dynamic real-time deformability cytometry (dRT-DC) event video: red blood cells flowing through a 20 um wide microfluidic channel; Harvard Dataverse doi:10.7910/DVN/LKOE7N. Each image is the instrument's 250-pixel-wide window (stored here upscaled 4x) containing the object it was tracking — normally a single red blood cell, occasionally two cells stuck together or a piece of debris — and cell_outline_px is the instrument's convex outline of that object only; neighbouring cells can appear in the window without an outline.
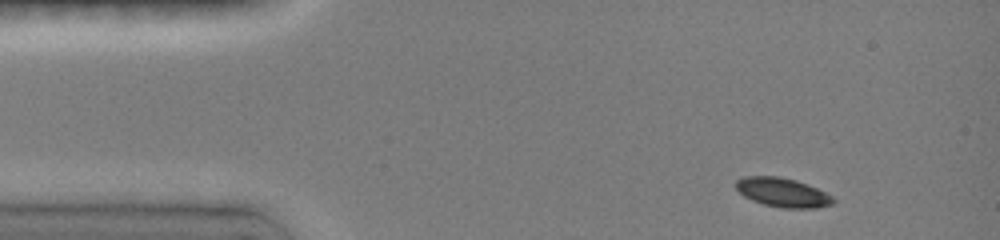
{"species": "common noctule bat (a hibernating species)", "species_latin": "Nyctalus noctula", "temperature_condition": "room temperature", "stored_images_in_passage": 8, "camera_frame_rate_fps": 3000, "um_per_image_px": 0.085, "animal": {"sex": "female", "body_mass_g": 19.0, "forearm_length_mm": 51.5}, "frame": {"image": 1, "passage_image": 1, "time_ms": 0.0, "image_size_px": [1000, 240], "cell_outline_px": [[836, 200], [832, 204], [816, 208], [780, 208], [764, 204], [752, 200], [744, 196], [736, 188], [736, 180], [744, 176], [780, 176], [796, 180], [808, 184], [832, 196]], "centroid_in_image_um": [66.52, 16.35], "position_along_channel_um": 18.5, "area_um2": 16.53}}
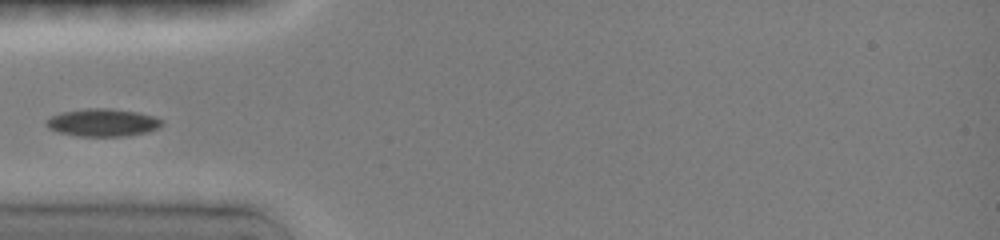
{"frame": {"image": 2, "passage_image": 5, "time_ms": 3.333, "image_size_px": [1000, 240], "cell_outline_px": [[164, 124], [160, 128], [148, 132], [124, 136], [80, 136], [56, 132], [48, 128], [44, 124], [52, 116], [60, 112], [84, 108], [112, 108], [136, 112], [152, 116], [164, 120]], "centroid_in_image_um": [8.74, 10.41], "position_along_channel_um": 76.3, "area_um2": 18.84}}
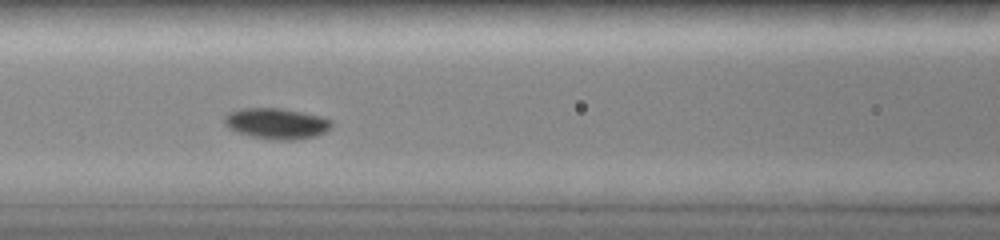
{"frame": {"image": 3, "passage_image": 7, "time_ms": 5.0, "image_size_px": [1000, 240], "cell_outline_px": [[332, 128], [316, 136], [292, 140], [280, 140], [252, 136], [236, 132], [228, 128], [224, 124], [224, 116], [228, 112], [240, 108], [280, 108], [304, 112], [324, 116], [332, 120]], "centroid_in_image_um": [23.52, 10.48], "position_along_channel_um": 143.1, "area_um2": 19.48}}